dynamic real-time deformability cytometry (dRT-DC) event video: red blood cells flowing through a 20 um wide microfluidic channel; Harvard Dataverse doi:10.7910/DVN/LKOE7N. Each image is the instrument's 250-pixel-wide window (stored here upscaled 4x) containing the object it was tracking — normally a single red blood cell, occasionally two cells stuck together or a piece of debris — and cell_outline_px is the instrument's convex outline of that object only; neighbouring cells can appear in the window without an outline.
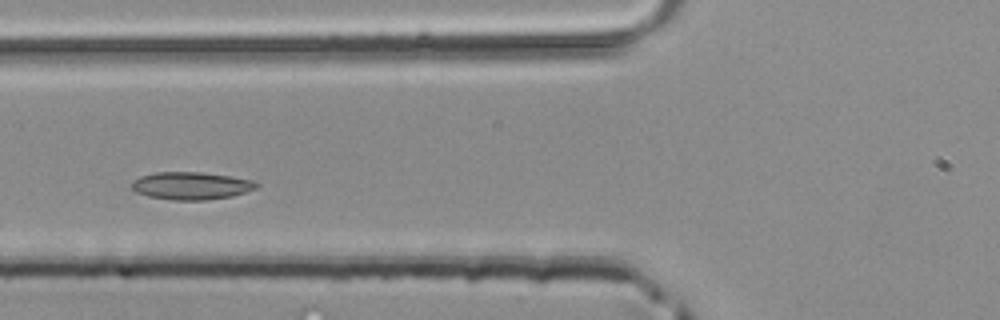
{"species": "common noctule bat (a hibernating species)", "species_latin": "Nyctalus noctula", "temperature_condition": "room temperature", "stored_images_in_passage": 4, "camera_frame_rate_fps": 3000, "um_per_image_px": 0.085, "animal": {"sex": "male", "body_mass_g": 20.4}, "frame": {"image": 1, "passage_image": 4, "time_ms": 1.0, "image_size_px": [1000, 320], "cell_outline_px": [[260, 184], [256, 188], [232, 196], [204, 200], [172, 200], [148, 196], [136, 192], [132, 188], [132, 180], [140, 176], [156, 172], [200, 172], [256, 180]], "centroid_in_image_um": [16.25, 15.78], "position_along_channel_um": 109.6, "area_um2": 20.06}}